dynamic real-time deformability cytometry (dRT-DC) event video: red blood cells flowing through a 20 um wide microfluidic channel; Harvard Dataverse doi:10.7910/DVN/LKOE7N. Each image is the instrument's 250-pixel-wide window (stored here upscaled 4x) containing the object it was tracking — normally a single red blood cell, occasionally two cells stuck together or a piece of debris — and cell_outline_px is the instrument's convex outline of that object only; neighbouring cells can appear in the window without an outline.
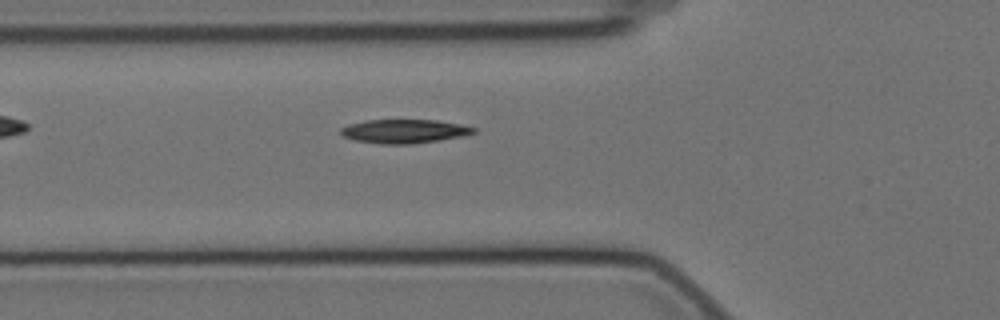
{"species": "Egyptian fruit bat (a non-hibernating species)", "species_latin": "Rousettus aegyptiacus", "temperature_condition": "cold", "stored_images_in_passage": 37, "camera_frame_rate_fps": 3000, "um_per_image_px": 0.085, "animal": {"sex": "female"}, "frame": {"image": 1, "passage_image": 3, "time_ms": 0.667, "image_size_px": [1000, 320], "cell_outline_px": [[476, 132], [460, 136], [412, 144], [380, 144], [356, 140], [344, 136], [340, 132], [340, 128], [348, 124], [364, 120], [436, 120], [460, 124], [476, 128]], "centroid_in_image_um": [34.32, 11.15], "position_along_channel_um": 91.5, "area_um2": 18.26}}
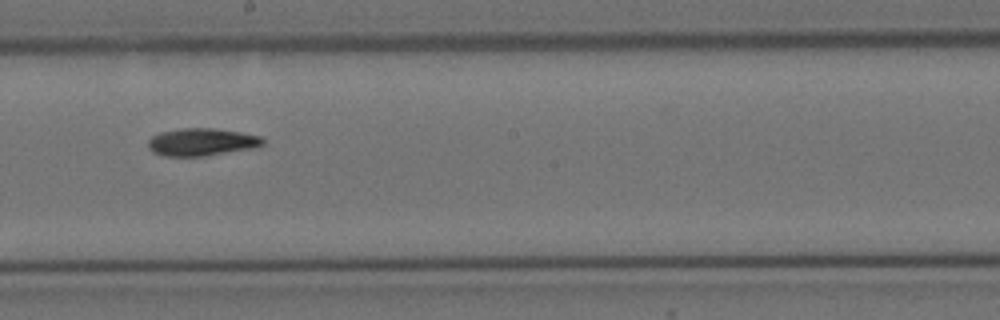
{"frame": {"image": 2, "passage_image": 15, "time_ms": 4.667, "image_size_px": [1000, 320], "cell_outline_px": [[264, 144], [252, 148], [204, 156], [164, 156], [152, 152], [148, 148], [148, 140], [152, 136], [160, 132], [180, 128], [212, 128], [240, 132], [260, 136], [264, 140]], "centroid_in_image_um": [17.1, 12.07], "position_along_channel_um": 231.1, "area_um2": 18.38}}
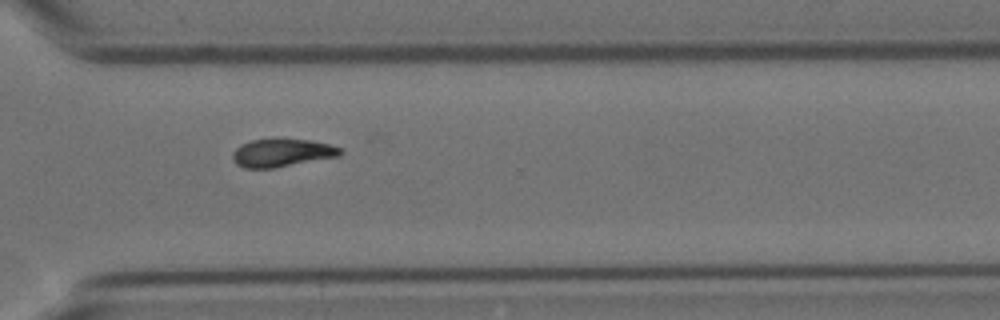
{"frame": {"image": 3, "passage_image": 25, "time_ms": 8.0, "image_size_px": [1000, 320], "cell_outline_px": [[344, 152], [340, 156], [272, 168], [244, 168], [236, 164], [232, 160], [232, 152], [240, 144], [252, 140], [312, 140], [328, 144], [340, 148]], "centroid_in_image_um": [23.94, 13.0], "position_along_channel_um": 346.7, "area_um2": 17.34}, "authors_computed_cell_mechanics": {"area_um2": 18.0336, "velocity_mm_per_s": 3.4763, "shape_relaxation_time_tau1_ms": 5.2117, "shape_relaxation_time_tau2_ms": null, "deformation_change_tau1": 0.1433, "deformation_change_tau2": null}}